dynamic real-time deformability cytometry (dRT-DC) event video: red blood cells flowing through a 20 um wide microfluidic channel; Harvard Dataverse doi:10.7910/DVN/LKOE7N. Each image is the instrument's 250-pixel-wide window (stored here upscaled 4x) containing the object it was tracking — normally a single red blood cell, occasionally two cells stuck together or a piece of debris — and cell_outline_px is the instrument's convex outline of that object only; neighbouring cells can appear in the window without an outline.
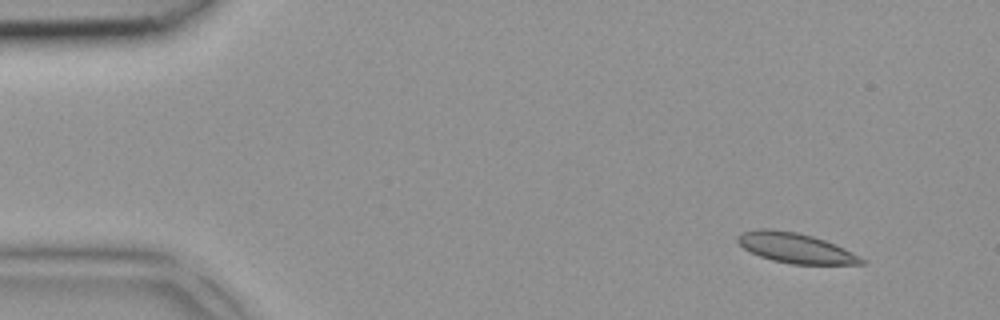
{"species": "common noctule bat (a hibernating species)", "species_latin": "Nyctalus noctula", "temperature_condition": "room temperature", "stored_images_in_passage": 3, "camera_frame_rate_fps": 3000, "um_per_image_px": 0.085, "animal": {"sex": "female", "body_mass_g": 18.4}, "frame": {"image": 1, "passage_image": 1, "time_ms": 0.0, "image_size_px": [1000, 320], "cell_outline_px": [[864, 264], [792, 264], [772, 260], [760, 256], [744, 248], [736, 240], [736, 236], [740, 232], [756, 228], [768, 228], [796, 232], [812, 236], [836, 244], [860, 256], [864, 260]], "centroid_in_image_um": [67.58, 21.06], "position_along_channel_um": 17.4, "area_um2": 21.68}}